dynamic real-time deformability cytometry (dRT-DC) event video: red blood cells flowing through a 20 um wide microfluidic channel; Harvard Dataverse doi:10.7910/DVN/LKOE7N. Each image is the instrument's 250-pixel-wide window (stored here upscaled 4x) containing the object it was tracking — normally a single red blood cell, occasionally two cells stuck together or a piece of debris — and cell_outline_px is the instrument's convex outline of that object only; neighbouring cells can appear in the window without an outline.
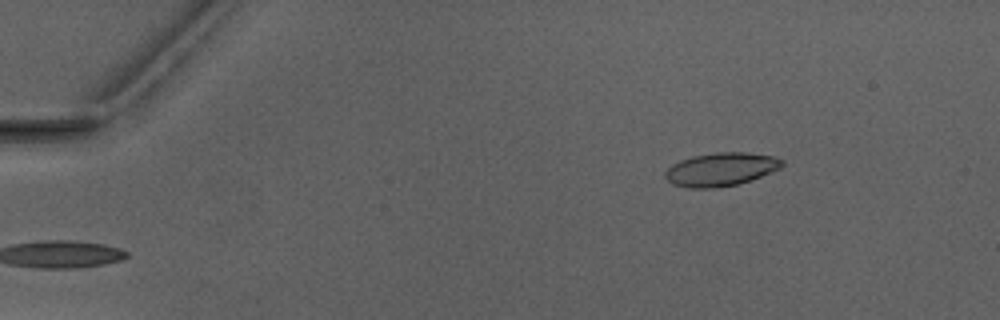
{"species": "Egyptian fruit bat (a non-hibernating species)", "species_latin": "Rousettus aegyptiacus", "temperature_condition": "warm", "stored_images_in_passage": 2, "camera_frame_rate_fps": 3000, "um_per_image_px": 0.085, "animal": {"sex": "male"}, "frame": {"image": 1, "passage_image": 2, "time_ms": 1.333, "image_size_px": [1000, 320], "cell_outline_px": [[784, 164], [780, 168], [752, 180], [736, 184], [712, 188], [688, 188], [672, 184], [664, 176], [664, 172], [672, 164], [680, 160], [692, 156], [716, 152], [744, 152], [776, 156], [784, 160]], "centroid_in_image_um": [61.28, 14.38], "position_along_channel_um": 23.7, "area_um2": 22.83}}